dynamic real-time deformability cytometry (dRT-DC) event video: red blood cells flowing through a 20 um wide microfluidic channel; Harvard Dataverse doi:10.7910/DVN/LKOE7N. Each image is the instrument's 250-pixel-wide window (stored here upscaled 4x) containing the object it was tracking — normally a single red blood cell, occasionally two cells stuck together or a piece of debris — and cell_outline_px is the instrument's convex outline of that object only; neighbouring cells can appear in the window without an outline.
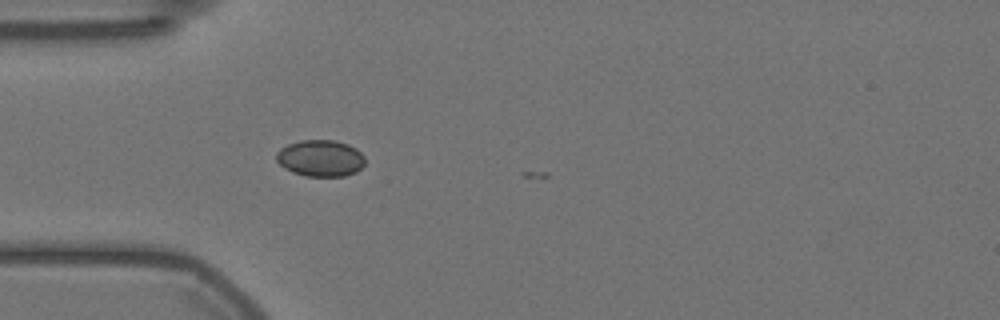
{"species": "Egyptian fruit bat (a non-hibernating species)", "species_latin": "Rousettus aegyptiacus", "temperature_condition": "warm", "stored_images_in_passage": 5, "camera_frame_rate_fps": 3000, "um_per_image_px": 0.085, "animal": {"sex": "female"}, "frame": {"image": 1, "passage_image": 2, "time_ms": 0.333, "image_size_px": [1000, 320], "cell_outline_px": [[364, 164], [356, 172], [344, 176], [304, 176], [292, 172], [284, 168], [276, 160], [276, 152], [280, 148], [288, 144], [300, 140], [336, 140], [348, 144], [356, 148], [364, 156]], "centroid_in_image_um": [27.22, 13.44], "position_along_channel_um": 57.8, "area_um2": 19.02}}